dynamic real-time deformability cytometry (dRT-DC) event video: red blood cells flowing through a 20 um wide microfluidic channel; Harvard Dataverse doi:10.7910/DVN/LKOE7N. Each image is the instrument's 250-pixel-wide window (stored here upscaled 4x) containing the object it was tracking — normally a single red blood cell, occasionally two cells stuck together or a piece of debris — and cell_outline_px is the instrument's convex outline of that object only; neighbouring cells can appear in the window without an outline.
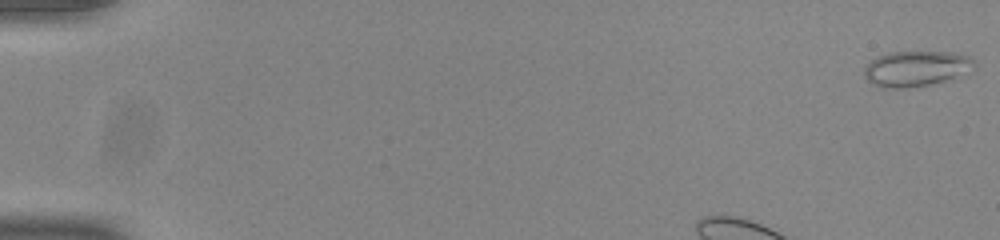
{"species": "common noctule bat (a hibernating species)", "species_latin": "Nyctalus noctula", "temperature_condition": "room temperature", "stored_images_in_passage": 49, "camera_frame_rate_fps": 3000, "um_per_image_px": 0.085, "animal": {"sex": "male", "body_mass_g": 20.0, "forearm_length_mm": 53.3}, "frame": {"image": 1, "passage_image": 1, "time_ms": 0.0, "image_size_px": [1000, 240], "cell_outline_px": [[976, 68], [944, 80], [928, 84], [904, 88], [884, 88], [872, 84], [864, 76], [864, 68], [872, 60], [880, 56], [892, 52], [952, 52], [968, 56], [976, 64]], "centroid_in_image_um": [77.85, 5.82], "position_along_channel_um": 7.2, "area_um2": 22.31}}
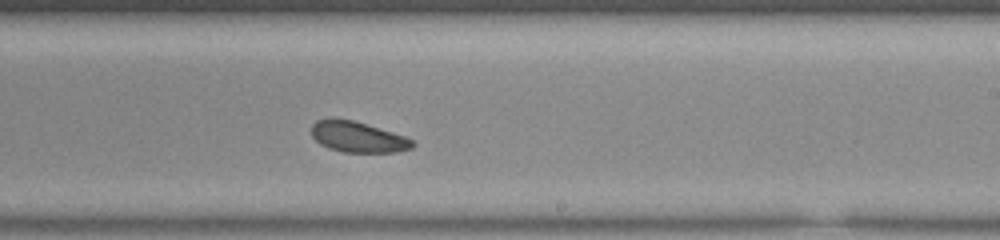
{"frame": {"image": 2, "passage_image": 28, "time_ms": 9.0, "image_size_px": [1000, 240], "cell_outline_px": [[416, 144], [412, 148], [396, 152], [344, 152], [328, 148], [320, 144], [312, 136], [312, 124], [316, 120], [352, 120], [392, 132], [404, 136], [412, 140]], "centroid_in_image_um": [30.43, 11.67], "position_along_channel_um": 258.6, "area_um2": 17.69}}
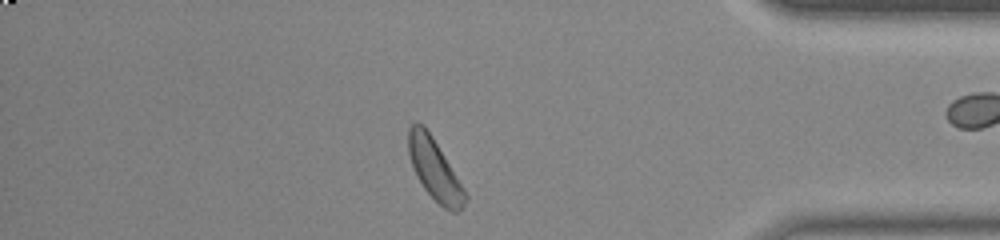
{"frame": {"image": 3, "passage_image": 41, "time_ms": 13.333, "image_size_px": [1000, 240], "cell_outline_px": [[468, 196], [464, 208], [460, 212], [452, 212], [444, 208], [424, 188], [412, 164], [408, 152], [408, 128], [412, 124], [424, 124], [432, 136], [464, 188]], "centroid_in_image_um": [36.97, 14.42], "position_along_channel_um": 398.2, "area_um2": 19.83}, "authors_computed_cell_mechanics": {"area_um2": 18.8428, "velocity_mm_per_s": 3.8451, "shape_relaxation_time_tau1_ms": 4.2021, "shape_relaxation_time_tau2_ms": null, "deformation_change_tau1": 0.085, "deformation_change_tau2": null}}